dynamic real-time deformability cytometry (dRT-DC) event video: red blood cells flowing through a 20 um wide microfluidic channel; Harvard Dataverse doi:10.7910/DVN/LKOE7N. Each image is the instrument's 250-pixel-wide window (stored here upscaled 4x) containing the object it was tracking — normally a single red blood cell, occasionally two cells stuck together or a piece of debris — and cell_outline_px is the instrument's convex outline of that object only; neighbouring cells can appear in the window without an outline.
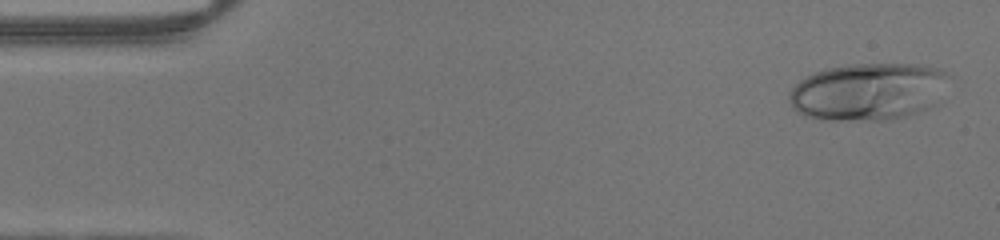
{"species": "human", "species_latin": "Homo sapiens", "temperature_condition": "warm", "stored_images_in_passage": 46, "camera_frame_rate_fps": 3000, "um_per_image_px": 0.085, "donor": {"sex": "male"}, "frame": {"image": 1, "passage_image": 2, "time_ms": 0.333, "image_size_px": [1000, 240], "cell_outline_px": [[956, 76], [940, 104], [936, 108], [888, 120], [824, 120], [804, 116], [796, 112], [792, 108], [788, 100], [788, 96], [792, 88], [800, 80], [816, 72], [828, 68], [848, 64], [924, 64], [940, 68]], "centroid_in_image_um": [73.97, 7.79], "position_along_channel_um": 11.0, "area_um2": 55.31}}
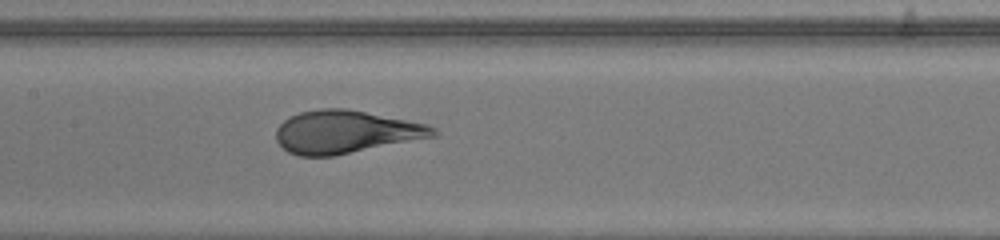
{"frame": {"image": 2, "passage_image": 22, "time_ms": 7.0, "image_size_px": [1000, 240], "cell_outline_px": [[440, 136], [332, 156], [300, 156], [288, 152], [276, 140], [276, 128], [288, 116], [300, 112], [320, 108], [344, 108], [428, 124], [436, 128], [440, 132]], "centroid_in_image_um": [29.42, 11.21], "position_along_channel_um": 178.0, "area_um2": 39.48}}
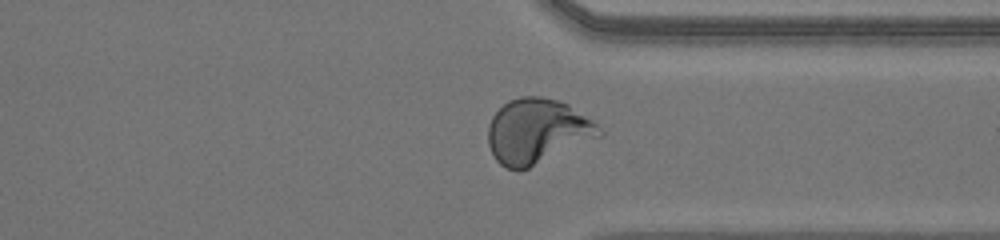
{"frame": {"image": 3, "passage_image": 35, "time_ms": 11.333, "image_size_px": [1000, 240], "cell_outline_px": [[604, 132], [600, 136], [520, 172], [504, 168], [496, 160], [488, 144], [488, 124], [492, 116], [508, 100], [520, 96], [540, 96], [560, 100], [568, 104], [592, 120]], "centroid_in_image_um": [45.63, 11.16], "position_along_channel_um": 365.8, "area_um2": 42.08}}